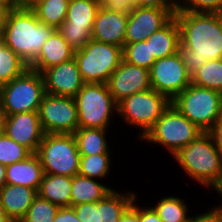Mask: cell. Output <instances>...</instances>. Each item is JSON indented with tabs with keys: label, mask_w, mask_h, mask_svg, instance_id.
<instances>
[{
	"label": "cell",
	"mask_w": 222,
	"mask_h": 222,
	"mask_svg": "<svg viewBox=\"0 0 222 222\" xmlns=\"http://www.w3.org/2000/svg\"><path fill=\"white\" fill-rule=\"evenodd\" d=\"M174 17L180 30L178 52L191 76L207 61L222 58L220 13L176 11Z\"/></svg>",
	"instance_id": "1"
},
{
	"label": "cell",
	"mask_w": 222,
	"mask_h": 222,
	"mask_svg": "<svg viewBox=\"0 0 222 222\" xmlns=\"http://www.w3.org/2000/svg\"><path fill=\"white\" fill-rule=\"evenodd\" d=\"M56 30L53 26L41 23L29 7H19L8 12L0 38L30 66Z\"/></svg>",
	"instance_id": "2"
},
{
	"label": "cell",
	"mask_w": 222,
	"mask_h": 222,
	"mask_svg": "<svg viewBox=\"0 0 222 222\" xmlns=\"http://www.w3.org/2000/svg\"><path fill=\"white\" fill-rule=\"evenodd\" d=\"M172 158L179 163L185 175L208 190L215 189L222 180V156L207 132L180 149Z\"/></svg>",
	"instance_id": "3"
},
{
	"label": "cell",
	"mask_w": 222,
	"mask_h": 222,
	"mask_svg": "<svg viewBox=\"0 0 222 222\" xmlns=\"http://www.w3.org/2000/svg\"><path fill=\"white\" fill-rule=\"evenodd\" d=\"M202 133L204 132L170 104L140 140L166 148L173 157Z\"/></svg>",
	"instance_id": "4"
},
{
	"label": "cell",
	"mask_w": 222,
	"mask_h": 222,
	"mask_svg": "<svg viewBox=\"0 0 222 222\" xmlns=\"http://www.w3.org/2000/svg\"><path fill=\"white\" fill-rule=\"evenodd\" d=\"M171 104L203 132L222 116V93L192 83Z\"/></svg>",
	"instance_id": "5"
},
{
	"label": "cell",
	"mask_w": 222,
	"mask_h": 222,
	"mask_svg": "<svg viewBox=\"0 0 222 222\" xmlns=\"http://www.w3.org/2000/svg\"><path fill=\"white\" fill-rule=\"evenodd\" d=\"M74 99L79 128L109 129L113 114L117 116V103L106 83H84Z\"/></svg>",
	"instance_id": "6"
},
{
	"label": "cell",
	"mask_w": 222,
	"mask_h": 222,
	"mask_svg": "<svg viewBox=\"0 0 222 222\" xmlns=\"http://www.w3.org/2000/svg\"><path fill=\"white\" fill-rule=\"evenodd\" d=\"M36 154L44 174L78 175L81 155L73 134H44Z\"/></svg>",
	"instance_id": "7"
},
{
	"label": "cell",
	"mask_w": 222,
	"mask_h": 222,
	"mask_svg": "<svg viewBox=\"0 0 222 222\" xmlns=\"http://www.w3.org/2000/svg\"><path fill=\"white\" fill-rule=\"evenodd\" d=\"M44 95L42 74L30 68L0 86V104L6 115L38 111Z\"/></svg>",
	"instance_id": "8"
},
{
	"label": "cell",
	"mask_w": 222,
	"mask_h": 222,
	"mask_svg": "<svg viewBox=\"0 0 222 222\" xmlns=\"http://www.w3.org/2000/svg\"><path fill=\"white\" fill-rule=\"evenodd\" d=\"M171 101L150 88L126 97L117 104V115L129 126L139 128V139L155 125Z\"/></svg>",
	"instance_id": "9"
},
{
	"label": "cell",
	"mask_w": 222,
	"mask_h": 222,
	"mask_svg": "<svg viewBox=\"0 0 222 222\" xmlns=\"http://www.w3.org/2000/svg\"><path fill=\"white\" fill-rule=\"evenodd\" d=\"M81 78L84 83H107L123 60L122 47L90 40L75 51Z\"/></svg>",
	"instance_id": "10"
},
{
	"label": "cell",
	"mask_w": 222,
	"mask_h": 222,
	"mask_svg": "<svg viewBox=\"0 0 222 222\" xmlns=\"http://www.w3.org/2000/svg\"><path fill=\"white\" fill-rule=\"evenodd\" d=\"M37 112L45 134H73L79 128L74 97L45 93Z\"/></svg>",
	"instance_id": "11"
},
{
	"label": "cell",
	"mask_w": 222,
	"mask_h": 222,
	"mask_svg": "<svg viewBox=\"0 0 222 222\" xmlns=\"http://www.w3.org/2000/svg\"><path fill=\"white\" fill-rule=\"evenodd\" d=\"M151 88L172 101L191 84L179 52L157 59L149 70Z\"/></svg>",
	"instance_id": "12"
},
{
	"label": "cell",
	"mask_w": 222,
	"mask_h": 222,
	"mask_svg": "<svg viewBox=\"0 0 222 222\" xmlns=\"http://www.w3.org/2000/svg\"><path fill=\"white\" fill-rule=\"evenodd\" d=\"M175 12L176 8L136 7L128 16L124 43L146 40L164 27Z\"/></svg>",
	"instance_id": "13"
},
{
	"label": "cell",
	"mask_w": 222,
	"mask_h": 222,
	"mask_svg": "<svg viewBox=\"0 0 222 222\" xmlns=\"http://www.w3.org/2000/svg\"><path fill=\"white\" fill-rule=\"evenodd\" d=\"M106 84L118 104L126 97L151 88L149 70L122 60Z\"/></svg>",
	"instance_id": "14"
},
{
	"label": "cell",
	"mask_w": 222,
	"mask_h": 222,
	"mask_svg": "<svg viewBox=\"0 0 222 222\" xmlns=\"http://www.w3.org/2000/svg\"><path fill=\"white\" fill-rule=\"evenodd\" d=\"M45 93L55 96L75 97L83 87V80L75 58L42 73Z\"/></svg>",
	"instance_id": "15"
},
{
	"label": "cell",
	"mask_w": 222,
	"mask_h": 222,
	"mask_svg": "<svg viewBox=\"0 0 222 222\" xmlns=\"http://www.w3.org/2000/svg\"><path fill=\"white\" fill-rule=\"evenodd\" d=\"M4 133L32 153L37 152L45 134L37 111L7 115Z\"/></svg>",
	"instance_id": "16"
},
{
	"label": "cell",
	"mask_w": 222,
	"mask_h": 222,
	"mask_svg": "<svg viewBox=\"0 0 222 222\" xmlns=\"http://www.w3.org/2000/svg\"><path fill=\"white\" fill-rule=\"evenodd\" d=\"M128 15L100 7L92 28V40L124 46Z\"/></svg>",
	"instance_id": "17"
},
{
	"label": "cell",
	"mask_w": 222,
	"mask_h": 222,
	"mask_svg": "<svg viewBox=\"0 0 222 222\" xmlns=\"http://www.w3.org/2000/svg\"><path fill=\"white\" fill-rule=\"evenodd\" d=\"M37 196L36 189L5 184L0 189V205L12 222H20Z\"/></svg>",
	"instance_id": "18"
},
{
	"label": "cell",
	"mask_w": 222,
	"mask_h": 222,
	"mask_svg": "<svg viewBox=\"0 0 222 222\" xmlns=\"http://www.w3.org/2000/svg\"><path fill=\"white\" fill-rule=\"evenodd\" d=\"M75 56V50L56 30L44 43L41 53L29 66L30 69L42 73L44 70L69 61Z\"/></svg>",
	"instance_id": "19"
},
{
	"label": "cell",
	"mask_w": 222,
	"mask_h": 222,
	"mask_svg": "<svg viewBox=\"0 0 222 222\" xmlns=\"http://www.w3.org/2000/svg\"><path fill=\"white\" fill-rule=\"evenodd\" d=\"M44 175L43 167L36 153L23 161L6 166V184L21 185L38 191Z\"/></svg>",
	"instance_id": "20"
},
{
	"label": "cell",
	"mask_w": 222,
	"mask_h": 222,
	"mask_svg": "<svg viewBox=\"0 0 222 222\" xmlns=\"http://www.w3.org/2000/svg\"><path fill=\"white\" fill-rule=\"evenodd\" d=\"M115 190L113 189L104 198L96 202L95 222H117L138 195L133 191L123 194V192Z\"/></svg>",
	"instance_id": "21"
},
{
	"label": "cell",
	"mask_w": 222,
	"mask_h": 222,
	"mask_svg": "<svg viewBox=\"0 0 222 222\" xmlns=\"http://www.w3.org/2000/svg\"><path fill=\"white\" fill-rule=\"evenodd\" d=\"M150 45L151 55L156 59L164 58L178 52L180 44V30L175 17L164 27L155 31L146 39Z\"/></svg>",
	"instance_id": "22"
},
{
	"label": "cell",
	"mask_w": 222,
	"mask_h": 222,
	"mask_svg": "<svg viewBox=\"0 0 222 222\" xmlns=\"http://www.w3.org/2000/svg\"><path fill=\"white\" fill-rule=\"evenodd\" d=\"M72 177L63 175L44 174L38 196L48 200L58 207L70 206Z\"/></svg>",
	"instance_id": "23"
},
{
	"label": "cell",
	"mask_w": 222,
	"mask_h": 222,
	"mask_svg": "<svg viewBox=\"0 0 222 222\" xmlns=\"http://www.w3.org/2000/svg\"><path fill=\"white\" fill-rule=\"evenodd\" d=\"M99 181L79 174L72 177L70 206L98 202L113 190Z\"/></svg>",
	"instance_id": "24"
},
{
	"label": "cell",
	"mask_w": 222,
	"mask_h": 222,
	"mask_svg": "<svg viewBox=\"0 0 222 222\" xmlns=\"http://www.w3.org/2000/svg\"><path fill=\"white\" fill-rule=\"evenodd\" d=\"M99 0H70L66 20L59 27L93 28Z\"/></svg>",
	"instance_id": "25"
},
{
	"label": "cell",
	"mask_w": 222,
	"mask_h": 222,
	"mask_svg": "<svg viewBox=\"0 0 222 222\" xmlns=\"http://www.w3.org/2000/svg\"><path fill=\"white\" fill-rule=\"evenodd\" d=\"M106 133L108 129L78 128L73 135L80 155L111 153Z\"/></svg>",
	"instance_id": "26"
},
{
	"label": "cell",
	"mask_w": 222,
	"mask_h": 222,
	"mask_svg": "<svg viewBox=\"0 0 222 222\" xmlns=\"http://www.w3.org/2000/svg\"><path fill=\"white\" fill-rule=\"evenodd\" d=\"M70 0H37L29 8L38 20L56 29L66 20Z\"/></svg>",
	"instance_id": "27"
},
{
	"label": "cell",
	"mask_w": 222,
	"mask_h": 222,
	"mask_svg": "<svg viewBox=\"0 0 222 222\" xmlns=\"http://www.w3.org/2000/svg\"><path fill=\"white\" fill-rule=\"evenodd\" d=\"M156 203L151 207L163 222H189L191 215L183 199L169 195L161 197Z\"/></svg>",
	"instance_id": "28"
},
{
	"label": "cell",
	"mask_w": 222,
	"mask_h": 222,
	"mask_svg": "<svg viewBox=\"0 0 222 222\" xmlns=\"http://www.w3.org/2000/svg\"><path fill=\"white\" fill-rule=\"evenodd\" d=\"M29 66L0 38V86L20 76Z\"/></svg>",
	"instance_id": "29"
},
{
	"label": "cell",
	"mask_w": 222,
	"mask_h": 222,
	"mask_svg": "<svg viewBox=\"0 0 222 222\" xmlns=\"http://www.w3.org/2000/svg\"><path fill=\"white\" fill-rule=\"evenodd\" d=\"M111 155V153L81 155L78 174L96 180L106 179L113 167L110 163Z\"/></svg>",
	"instance_id": "30"
},
{
	"label": "cell",
	"mask_w": 222,
	"mask_h": 222,
	"mask_svg": "<svg viewBox=\"0 0 222 222\" xmlns=\"http://www.w3.org/2000/svg\"><path fill=\"white\" fill-rule=\"evenodd\" d=\"M191 83L222 93V58L203 64L191 76Z\"/></svg>",
	"instance_id": "31"
},
{
	"label": "cell",
	"mask_w": 222,
	"mask_h": 222,
	"mask_svg": "<svg viewBox=\"0 0 222 222\" xmlns=\"http://www.w3.org/2000/svg\"><path fill=\"white\" fill-rule=\"evenodd\" d=\"M123 61L150 70L153 63L157 60L151 55L150 45L146 40L124 43L122 47Z\"/></svg>",
	"instance_id": "32"
},
{
	"label": "cell",
	"mask_w": 222,
	"mask_h": 222,
	"mask_svg": "<svg viewBox=\"0 0 222 222\" xmlns=\"http://www.w3.org/2000/svg\"><path fill=\"white\" fill-rule=\"evenodd\" d=\"M32 154L28 148L13 141L5 133L0 135V163L3 165L23 161Z\"/></svg>",
	"instance_id": "33"
},
{
	"label": "cell",
	"mask_w": 222,
	"mask_h": 222,
	"mask_svg": "<svg viewBox=\"0 0 222 222\" xmlns=\"http://www.w3.org/2000/svg\"><path fill=\"white\" fill-rule=\"evenodd\" d=\"M60 207L37 196L20 222H53Z\"/></svg>",
	"instance_id": "34"
},
{
	"label": "cell",
	"mask_w": 222,
	"mask_h": 222,
	"mask_svg": "<svg viewBox=\"0 0 222 222\" xmlns=\"http://www.w3.org/2000/svg\"><path fill=\"white\" fill-rule=\"evenodd\" d=\"M176 11L221 13L222 0H176Z\"/></svg>",
	"instance_id": "35"
},
{
	"label": "cell",
	"mask_w": 222,
	"mask_h": 222,
	"mask_svg": "<svg viewBox=\"0 0 222 222\" xmlns=\"http://www.w3.org/2000/svg\"><path fill=\"white\" fill-rule=\"evenodd\" d=\"M58 32L75 50H80L92 39V28L58 27Z\"/></svg>",
	"instance_id": "36"
},
{
	"label": "cell",
	"mask_w": 222,
	"mask_h": 222,
	"mask_svg": "<svg viewBox=\"0 0 222 222\" xmlns=\"http://www.w3.org/2000/svg\"><path fill=\"white\" fill-rule=\"evenodd\" d=\"M101 7L129 16L137 6L134 0H102Z\"/></svg>",
	"instance_id": "37"
},
{
	"label": "cell",
	"mask_w": 222,
	"mask_h": 222,
	"mask_svg": "<svg viewBox=\"0 0 222 222\" xmlns=\"http://www.w3.org/2000/svg\"><path fill=\"white\" fill-rule=\"evenodd\" d=\"M80 222H95L96 202L72 206Z\"/></svg>",
	"instance_id": "38"
},
{
	"label": "cell",
	"mask_w": 222,
	"mask_h": 222,
	"mask_svg": "<svg viewBox=\"0 0 222 222\" xmlns=\"http://www.w3.org/2000/svg\"><path fill=\"white\" fill-rule=\"evenodd\" d=\"M207 212L192 215L189 222H222V207L212 206Z\"/></svg>",
	"instance_id": "39"
},
{
	"label": "cell",
	"mask_w": 222,
	"mask_h": 222,
	"mask_svg": "<svg viewBox=\"0 0 222 222\" xmlns=\"http://www.w3.org/2000/svg\"><path fill=\"white\" fill-rule=\"evenodd\" d=\"M137 7L176 8V0H134Z\"/></svg>",
	"instance_id": "40"
},
{
	"label": "cell",
	"mask_w": 222,
	"mask_h": 222,
	"mask_svg": "<svg viewBox=\"0 0 222 222\" xmlns=\"http://www.w3.org/2000/svg\"><path fill=\"white\" fill-rule=\"evenodd\" d=\"M207 133L212 137L214 145L222 156V116L215 122Z\"/></svg>",
	"instance_id": "41"
},
{
	"label": "cell",
	"mask_w": 222,
	"mask_h": 222,
	"mask_svg": "<svg viewBox=\"0 0 222 222\" xmlns=\"http://www.w3.org/2000/svg\"><path fill=\"white\" fill-rule=\"evenodd\" d=\"M53 222H80L72 206L60 207Z\"/></svg>",
	"instance_id": "42"
},
{
	"label": "cell",
	"mask_w": 222,
	"mask_h": 222,
	"mask_svg": "<svg viewBox=\"0 0 222 222\" xmlns=\"http://www.w3.org/2000/svg\"><path fill=\"white\" fill-rule=\"evenodd\" d=\"M136 200H138V198H135L132 205L123 213L117 222H140L138 207L140 205H136Z\"/></svg>",
	"instance_id": "43"
},
{
	"label": "cell",
	"mask_w": 222,
	"mask_h": 222,
	"mask_svg": "<svg viewBox=\"0 0 222 222\" xmlns=\"http://www.w3.org/2000/svg\"><path fill=\"white\" fill-rule=\"evenodd\" d=\"M139 218L140 222H163L156 211L150 206L139 207Z\"/></svg>",
	"instance_id": "44"
},
{
	"label": "cell",
	"mask_w": 222,
	"mask_h": 222,
	"mask_svg": "<svg viewBox=\"0 0 222 222\" xmlns=\"http://www.w3.org/2000/svg\"><path fill=\"white\" fill-rule=\"evenodd\" d=\"M0 6L7 8L9 11L19 8L16 0H0Z\"/></svg>",
	"instance_id": "45"
},
{
	"label": "cell",
	"mask_w": 222,
	"mask_h": 222,
	"mask_svg": "<svg viewBox=\"0 0 222 222\" xmlns=\"http://www.w3.org/2000/svg\"><path fill=\"white\" fill-rule=\"evenodd\" d=\"M7 115L0 104V135L4 133Z\"/></svg>",
	"instance_id": "46"
},
{
	"label": "cell",
	"mask_w": 222,
	"mask_h": 222,
	"mask_svg": "<svg viewBox=\"0 0 222 222\" xmlns=\"http://www.w3.org/2000/svg\"><path fill=\"white\" fill-rule=\"evenodd\" d=\"M9 10L3 6H0V33L2 31V28L5 25L6 17Z\"/></svg>",
	"instance_id": "47"
},
{
	"label": "cell",
	"mask_w": 222,
	"mask_h": 222,
	"mask_svg": "<svg viewBox=\"0 0 222 222\" xmlns=\"http://www.w3.org/2000/svg\"><path fill=\"white\" fill-rule=\"evenodd\" d=\"M6 184V166L0 163V189Z\"/></svg>",
	"instance_id": "48"
},
{
	"label": "cell",
	"mask_w": 222,
	"mask_h": 222,
	"mask_svg": "<svg viewBox=\"0 0 222 222\" xmlns=\"http://www.w3.org/2000/svg\"><path fill=\"white\" fill-rule=\"evenodd\" d=\"M19 7H30L37 0H16Z\"/></svg>",
	"instance_id": "49"
},
{
	"label": "cell",
	"mask_w": 222,
	"mask_h": 222,
	"mask_svg": "<svg viewBox=\"0 0 222 222\" xmlns=\"http://www.w3.org/2000/svg\"><path fill=\"white\" fill-rule=\"evenodd\" d=\"M0 222H12L6 215L5 210L0 205Z\"/></svg>",
	"instance_id": "50"
},
{
	"label": "cell",
	"mask_w": 222,
	"mask_h": 222,
	"mask_svg": "<svg viewBox=\"0 0 222 222\" xmlns=\"http://www.w3.org/2000/svg\"><path fill=\"white\" fill-rule=\"evenodd\" d=\"M214 190L222 197V180ZM219 206L222 207V204H220Z\"/></svg>",
	"instance_id": "51"
}]
</instances>
